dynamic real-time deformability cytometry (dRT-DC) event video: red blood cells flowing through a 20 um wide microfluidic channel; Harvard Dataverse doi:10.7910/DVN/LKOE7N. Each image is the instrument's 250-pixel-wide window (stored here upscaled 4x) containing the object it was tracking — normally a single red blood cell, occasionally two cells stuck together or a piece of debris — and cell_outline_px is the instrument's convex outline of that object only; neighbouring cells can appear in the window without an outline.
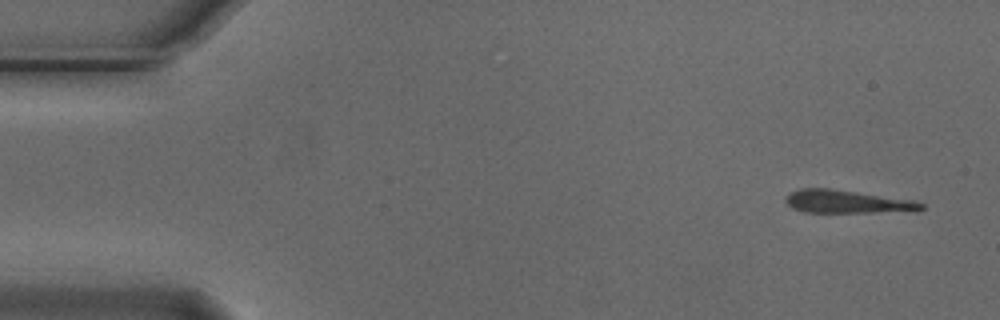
{"species": "Egyptian fruit bat (a non-hibernating species)", "species_latin": "Rousettus aegyptiacus", "temperature_condition": "cold", "stored_images_in_passage": 3, "camera_frame_rate_fps": 3000, "um_per_image_px": 0.085, "animal": {"sex": "male"}, "frame": {"image": 1, "passage_image": 1, "time_ms": 0.0, "image_size_px": [1000, 320], "cell_outline_px": [[924, 208], [876, 212], [804, 212], [792, 208], [784, 200], [784, 196], [788, 192], [800, 188], [828, 188], [916, 200], [924, 204]], "centroid_in_image_um": [71.87, 17.12], "position_along_channel_um": 13.1, "area_um2": 17.98}}